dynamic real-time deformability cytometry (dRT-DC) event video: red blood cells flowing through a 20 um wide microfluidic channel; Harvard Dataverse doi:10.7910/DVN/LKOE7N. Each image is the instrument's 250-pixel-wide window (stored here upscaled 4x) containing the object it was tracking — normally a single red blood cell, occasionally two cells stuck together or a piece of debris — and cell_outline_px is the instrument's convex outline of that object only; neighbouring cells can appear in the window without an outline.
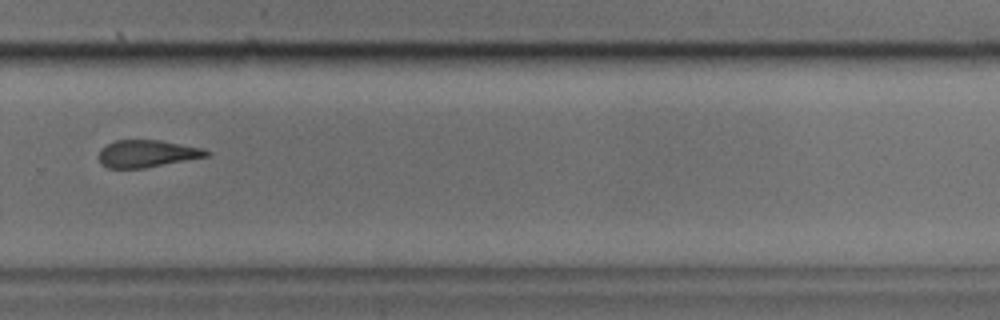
{"species": "common noctule bat (a hibernating species)", "species_latin": "Nyctalus noctula", "temperature_condition": "cold", "stored_images_in_passage": 31, "camera_frame_rate_fps": 3000, "um_per_image_px": 0.085, "animal": {"sex": "male", "body_mass_g": 17.9, "forearm_length_mm": 54.2}, "frame": {"image": 1, "passage_image": 27, "time_ms": 8.667, "image_size_px": [1000, 320], "cell_outline_px": [[212, 152], [208, 156], [144, 168], [108, 168], [100, 164], [100, 148], [116, 140], [160, 140], [204, 148]], "centroid_in_image_um": [12.51, 13.05], "position_along_channel_um": 317.3, "area_um2": 17.05}}